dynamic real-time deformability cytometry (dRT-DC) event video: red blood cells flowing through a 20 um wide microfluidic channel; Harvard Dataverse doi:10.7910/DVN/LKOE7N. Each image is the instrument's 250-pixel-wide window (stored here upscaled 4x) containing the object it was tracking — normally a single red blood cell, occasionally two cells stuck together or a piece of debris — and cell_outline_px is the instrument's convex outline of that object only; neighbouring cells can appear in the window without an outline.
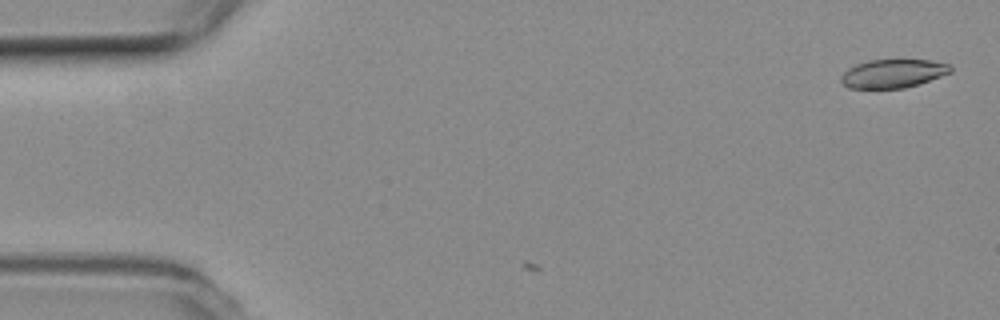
{"species": "common noctule bat (a hibernating species)", "species_latin": "Nyctalus noctula", "temperature_condition": "room temperature", "stored_images_in_passage": 4, "camera_frame_rate_fps": 3000, "um_per_image_px": 0.085, "animal": {"sex": "female", "body_mass_g": 19.3, "forearm_length_mm": 54.1}, "frame": {"image": 1, "passage_image": 4, "time_ms": 1.0, "image_size_px": [1000, 320], "cell_outline_px": [[952, 72], [920, 84], [904, 88], [848, 88], [840, 80], [840, 76], [848, 68], [856, 64], [868, 60], [928, 60], [948, 64], [952, 68]], "centroid_in_image_um": [75.9, 6.25], "position_along_channel_um": 9.1, "area_um2": 18.21}}